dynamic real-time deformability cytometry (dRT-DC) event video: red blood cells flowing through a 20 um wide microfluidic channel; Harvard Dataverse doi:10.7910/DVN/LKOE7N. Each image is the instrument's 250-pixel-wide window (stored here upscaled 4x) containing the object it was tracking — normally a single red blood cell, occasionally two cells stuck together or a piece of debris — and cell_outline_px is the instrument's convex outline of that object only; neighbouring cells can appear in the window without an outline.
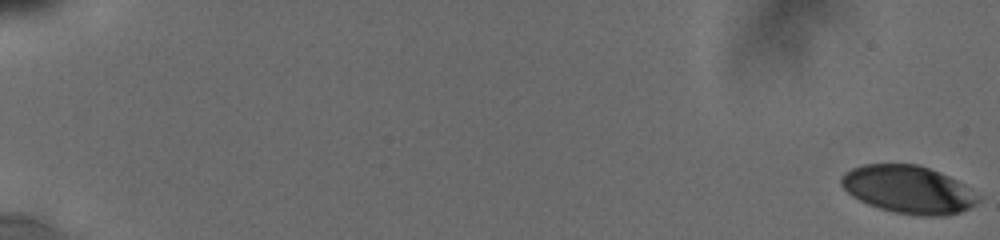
{"species": "human", "species_latin": "Homo sapiens", "temperature_condition": "cold", "stored_images_in_passage": 16, "camera_frame_rate_fps": 3000, "um_per_image_px": 0.085, "donor": {"sex": "male"}, "frame": {"image": 1, "passage_image": 1, "time_ms": 0.0, "image_size_px": [1000, 240], "cell_outline_px": [[980, 200], [976, 204], [960, 212], [944, 216], [916, 216], [896, 212], [880, 208], [868, 204], [852, 196], [840, 184], [840, 176], [844, 172], [852, 168], [864, 164], [916, 164], [940, 172], [964, 184], [980, 196]], "centroid_in_image_um": [77.21, 16.11], "position_along_channel_um": 7.8, "area_um2": 38.15}}
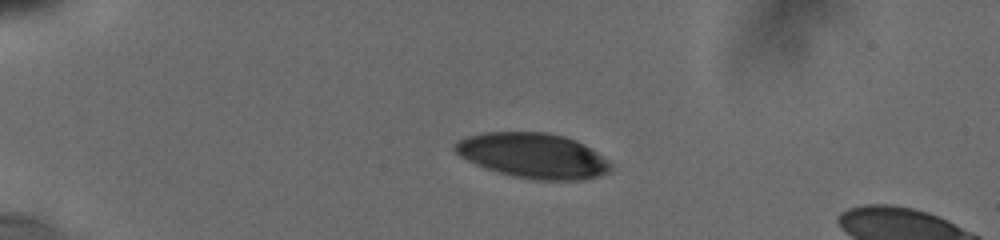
{"frame": {"image": 2, "passage_image": 11, "time_ms": 5.0, "image_size_px": [1000, 240], "cell_outline_px": [[612, 168], [608, 172], [600, 176], [584, 180], [536, 180], [512, 176], [476, 164], [460, 156], [452, 148], [452, 144], [464, 136], [484, 132], [544, 132], [564, 136], [576, 140], [596, 152], [608, 160], [612, 164]], "centroid_in_image_um": [45.3, 13.22], "position_along_channel_um": 39.7, "area_um2": 40.98}}